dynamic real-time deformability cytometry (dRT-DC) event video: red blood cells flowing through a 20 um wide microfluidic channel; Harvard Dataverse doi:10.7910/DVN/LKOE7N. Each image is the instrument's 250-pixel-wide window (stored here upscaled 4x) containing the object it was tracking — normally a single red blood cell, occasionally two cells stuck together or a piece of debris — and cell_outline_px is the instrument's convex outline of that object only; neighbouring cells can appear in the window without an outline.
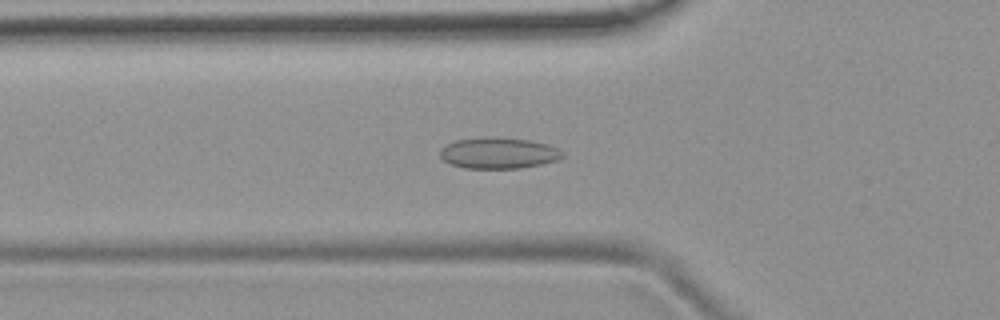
{"species": "common noctule bat (a hibernating species)", "species_latin": "Nyctalus noctula", "temperature_condition": "room temperature", "stored_images_in_passage": 52, "camera_frame_rate_fps": 3000, "um_per_image_px": 0.085, "animal": {"sex": "female", "body_mass_g": 19.9}, "frame": {"image": 1, "passage_image": 17, "time_ms": 5.333, "image_size_px": [1000, 320], "cell_outline_px": [[564, 156], [556, 160], [540, 164], [520, 168], [464, 168], [452, 164], [444, 160], [440, 156], [440, 148], [456, 140], [484, 136], [496, 136], [528, 140], [548, 144], [564, 152]], "centroid_in_image_um": [42.36, 12.99], "position_along_channel_um": 83.4, "area_um2": 22.25}}
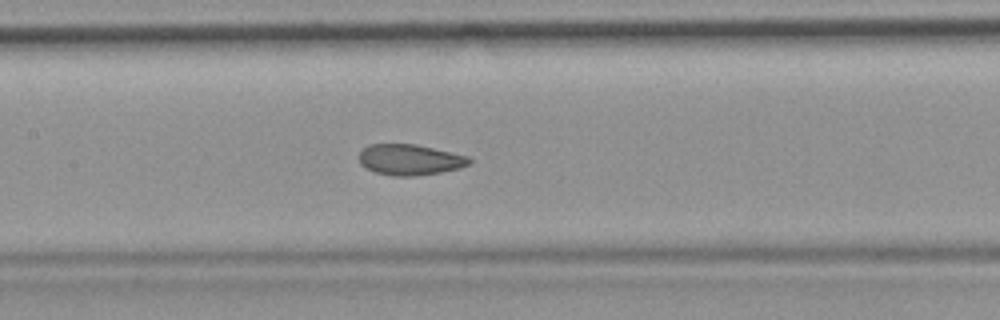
{"frame": {"image": 2, "passage_image": 24, "time_ms": 7.667, "image_size_px": [1000, 320], "cell_outline_px": [[472, 160], [468, 164], [460, 168], [440, 172], [416, 176], [392, 176], [376, 172], [364, 168], [360, 164], [360, 152], [368, 144], [416, 144], [468, 156]], "centroid_in_image_um": [34.82, 13.58], "position_along_channel_um": 172.6, "area_um2": 19.77}}
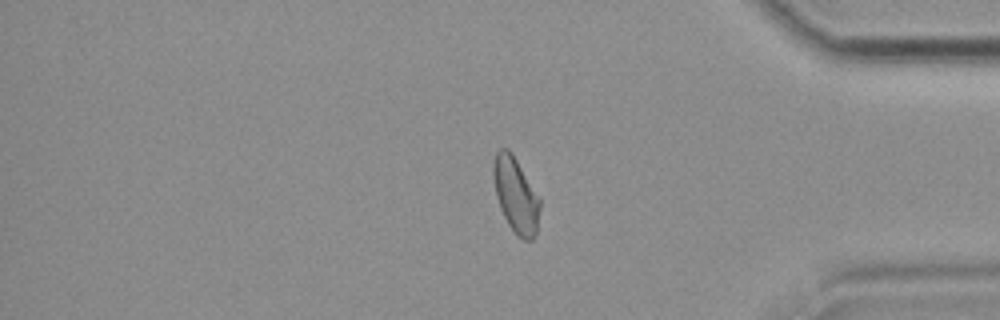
{"frame": {"image": 3, "passage_image": 43, "time_ms": 14.0, "image_size_px": [1000, 320], "cell_outline_px": [[540, 208], [536, 232], [532, 240], [524, 240], [516, 236], [508, 224], [500, 208], [496, 196], [492, 172], [492, 164], [496, 152], [500, 148], [508, 148], [512, 152], [540, 200]], "centroid_in_image_um": [43.81, 16.58], "position_along_channel_um": 391.4, "area_um2": 20.35}, "authors_computed_cell_mechanics": {"area_um2": 20.7791, "velocity_mm_per_s": 3.7982, "shape_relaxation_time_tau1_ms": null, "shape_relaxation_time_tau2_ms": 1.3486, "deformation_change_tau1": null, "deformation_change_tau2": 0.0591}}